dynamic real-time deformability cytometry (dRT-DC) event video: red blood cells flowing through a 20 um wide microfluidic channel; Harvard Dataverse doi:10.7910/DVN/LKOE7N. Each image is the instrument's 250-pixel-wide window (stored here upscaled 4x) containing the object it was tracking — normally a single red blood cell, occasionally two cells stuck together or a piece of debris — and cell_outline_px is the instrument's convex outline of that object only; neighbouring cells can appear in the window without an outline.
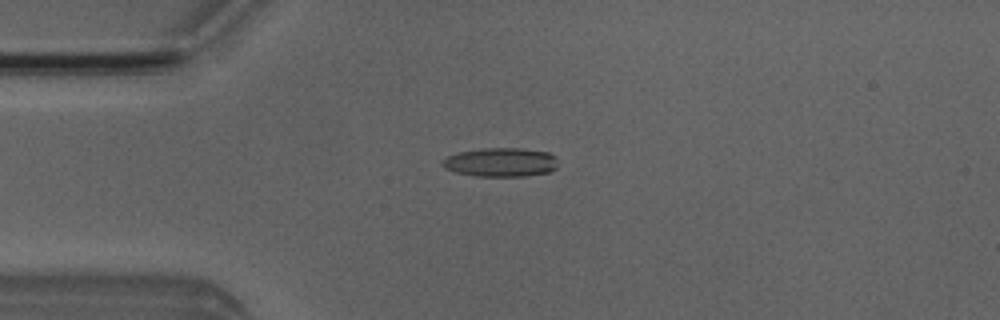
{"species": "Egyptian fruit bat (a non-hibernating species)", "species_latin": "Rousettus aegyptiacus", "temperature_condition": "room temperature", "stored_images_in_passage": 6, "camera_frame_rate_fps": 3000, "um_per_image_px": 0.085, "animal": {"sex": "male"}, "frame": {"image": 1, "passage_image": 3, "time_ms": 2.333, "image_size_px": [1000, 320], "cell_outline_px": [[556, 168], [548, 172], [524, 176], [476, 176], [456, 172], [444, 168], [440, 164], [448, 156], [460, 152], [484, 148], [520, 148], [548, 152], [556, 156]], "centroid_in_image_um": [42.57, 13.79], "position_along_channel_um": 42.4, "area_um2": 19.36}}
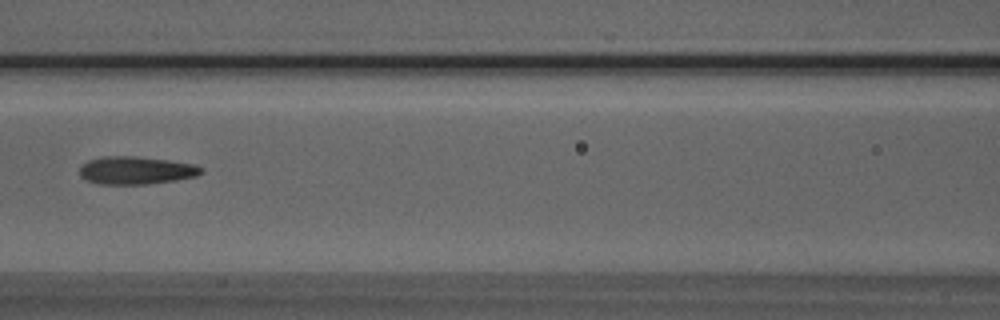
{"frame": {"image": 2, "passage_image": 6, "time_ms": 5.667, "image_size_px": [1000, 320], "cell_outline_px": [[204, 172], [196, 176], [176, 180], [144, 184], [100, 184], [88, 180], [80, 176], [80, 164], [88, 160], [104, 156], [136, 156], [168, 160], [196, 164], [204, 168]], "centroid_in_image_um": [11.58, 14.47], "position_along_channel_um": 155.0, "area_um2": 19.83}}